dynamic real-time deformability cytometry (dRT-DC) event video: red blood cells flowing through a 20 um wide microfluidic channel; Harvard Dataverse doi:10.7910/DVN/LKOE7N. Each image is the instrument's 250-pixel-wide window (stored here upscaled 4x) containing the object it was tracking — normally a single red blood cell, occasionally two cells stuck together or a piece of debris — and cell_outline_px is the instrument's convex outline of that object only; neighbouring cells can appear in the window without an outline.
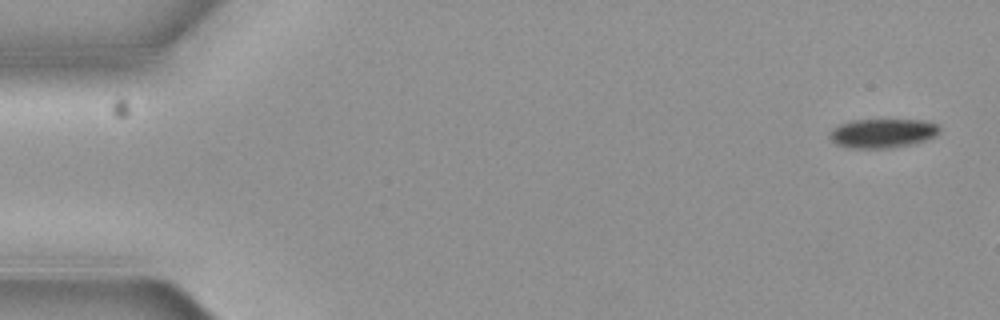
{"species": "common noctule bat (a hibernating species)", "species_latin": "Nyctalus noctula", "temperature_condition": "cold", "stored_images_in_passage": 4, "camera_frame_rate_fps": 3000, "um_per_image_px": 0.085, "animal": {"sex": "female", "body_mass_g": 19.3, "forearm_length_mm": 54.1}, "frame": {"image": 1, "passage_image": 1, "time_ms": 0.0, "image_size_px": [1000, 320], "cell_outline_px": [[940, 128], [936, 136], [912, 144], [892, 148], [848, 148], [836, 144], [828, 136], [832, 128], [840, 124], [852, 120], [920, 120], [936, 124]], "centroid_in_image_um": [74.98, 11.33], "position_along_channel_um": 10.0, "area_um2": 18.61}}